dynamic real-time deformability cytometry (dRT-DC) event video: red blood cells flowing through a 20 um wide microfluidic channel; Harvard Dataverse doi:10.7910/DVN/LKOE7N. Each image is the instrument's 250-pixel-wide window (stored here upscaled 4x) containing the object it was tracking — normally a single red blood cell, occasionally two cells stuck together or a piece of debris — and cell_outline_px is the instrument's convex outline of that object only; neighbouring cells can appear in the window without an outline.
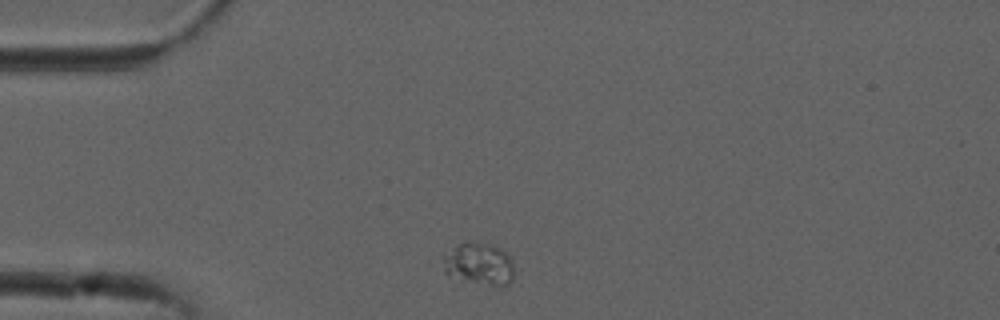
{"species": "common noctule bat (a hibernating species)", "species_latin": "Nyctalus noctula", "temperature_condition": "cold", "stored_images_in_passage": 4, "camera_frame_rate_fps": 3000, "um_per_image_px": 0.085, "animal": {"sex": "male", "forearm_length_mm": 52.5}, "frame": {"image": 1, "passage_image": 1, "time_ms": 0.0, "image_size_px": [1000, 320], "cell_outline_px": [[512, 280], [508, 284], [488, 284], [464, 280], [448, 276], [444, 272], [444, 256], [456, 244], [464, 240], [488, 244], [500, 248], [512, 256]], "centroid_in_image_um": [40.7, 22.39], "position_along_channel_um": 44.3, "area_um2": 17.34}}
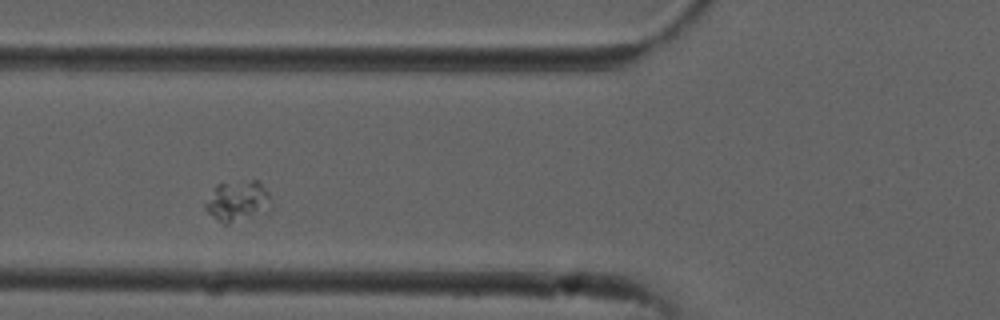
{"frame": {"image": 2, "passage_image": 3, "time_ms": 0.667, "image_size_px": [1000, 320], "cell_outline_px": [[272, 208], [268, 212], [228, 224], [224, 224], [212, 216], [204, 208], [204, 204], [212, 188], [216, 184], [252, 180], [256, 180], [268, 192]], "centroid_in_image_um": [20.19, 17.1], "position_along_channel_um": 105.6, "area_um2": 15.72}}
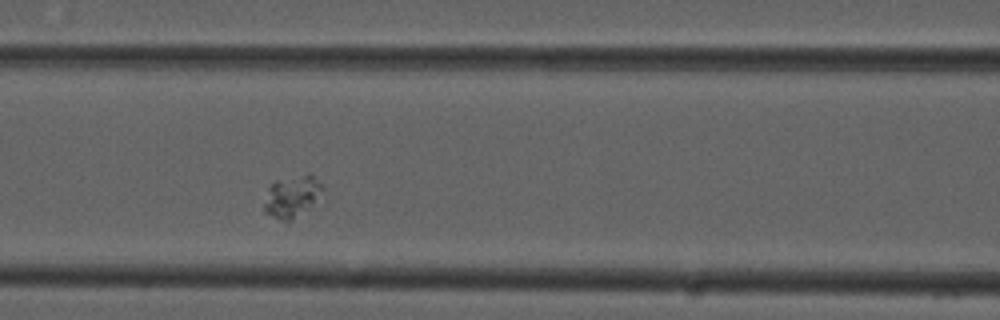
{"frame": {"image": 3, "passage_image": 4, "time_ms": 1.0, "image_size_px": [1000, 320], "cell_outline_px": [[324, 188], [308, 208], [288, 224], [264, 212], [264, 204], [268, 188], [276, 180], [304, 176], [312, 176]], "centroid_in_image_um": [24.75, 16.77], "position_along_channel_um": 141.8, "area_um2": 13.64}}